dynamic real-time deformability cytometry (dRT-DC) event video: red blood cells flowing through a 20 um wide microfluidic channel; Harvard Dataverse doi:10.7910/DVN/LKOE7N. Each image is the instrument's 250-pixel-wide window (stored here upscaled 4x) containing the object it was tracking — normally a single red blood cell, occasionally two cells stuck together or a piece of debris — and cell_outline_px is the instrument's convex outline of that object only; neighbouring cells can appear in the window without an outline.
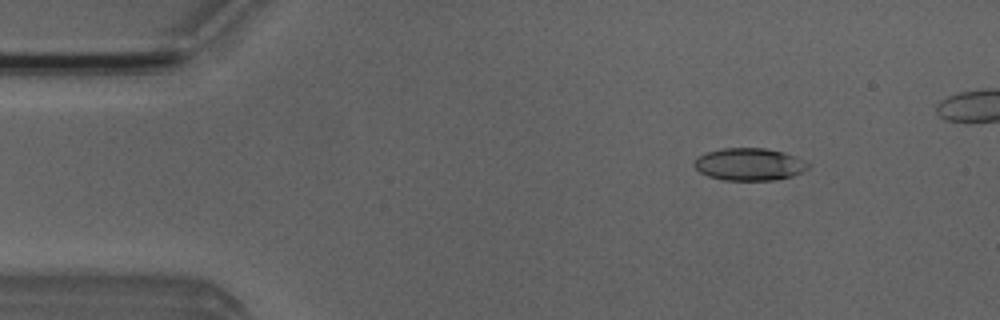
{"species": "Egyptian fruit bat (a non-hibernating species)", "species_latin": "Rousettus aegyptiacus", "temperature_condition": "room temperature", "stored_images_in_passage": 46, "camera_frame_rate_fps": 3000, "um_per_image_px": 0.085, "animal": {"sex": "male"}, "frame": {"image": 1, "passage_image": 6, "time_ms": 1.667, "image_size_px": [1000, 320], "cell_outline_px": [[808, 168], [804, 172], [792, 176], [776, 180], [724, 180], [708, 176], [700, 172], [692, 164], [696, 156], [708, 152], [724, 148], [764, 148], [784, 152], [796, 156], [808, 164]], "centroid_in_image_um": [63.68, 13.97], "position_along_channel_um": 21.3, "area_um2": 21.56}}
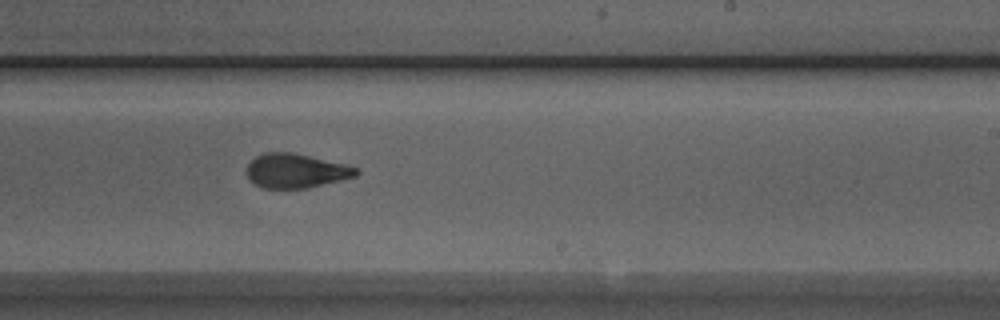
{"frame": {"image": 2, "passage_image": 30, "time_ms": 9.667, "image_size_px": [1000, 320], "cell_outline_px": [[360, 172], [356, 176], [308, 188], [264, 188], [248, 180], [244, 172], [248, 164], [256, 156], [264, 152], [292, 152], [348, 164], [356, 168]], "centroid_in_image_um": [25.13, 14.51], "position_along_channel_um": 263.9, "area_um2": 22.08}}
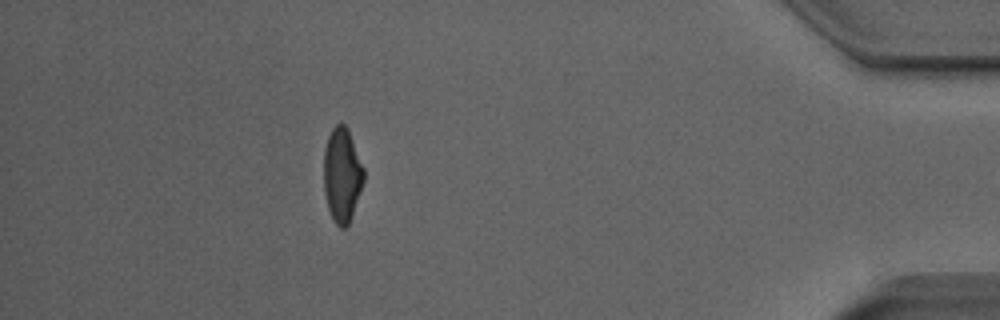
{"frame": {"image": 3, "passage_image": 45, "time_ms": 14.667, "image_size_px": [1000, 320], "cell_outline_px": [[364, 180], [352, 216], [348, 224], [344, 228], [340, 228], [332, 220], [328, 208], [324, 192], [324, 148], [328, 136], [332, 128], [336, 124], [344, 124], [348, 128], [364, 168]], "centroid_in_image_um": [29.07, 14.87], "position_along_channel_um": 406.1, "area_um2": 22.08}}